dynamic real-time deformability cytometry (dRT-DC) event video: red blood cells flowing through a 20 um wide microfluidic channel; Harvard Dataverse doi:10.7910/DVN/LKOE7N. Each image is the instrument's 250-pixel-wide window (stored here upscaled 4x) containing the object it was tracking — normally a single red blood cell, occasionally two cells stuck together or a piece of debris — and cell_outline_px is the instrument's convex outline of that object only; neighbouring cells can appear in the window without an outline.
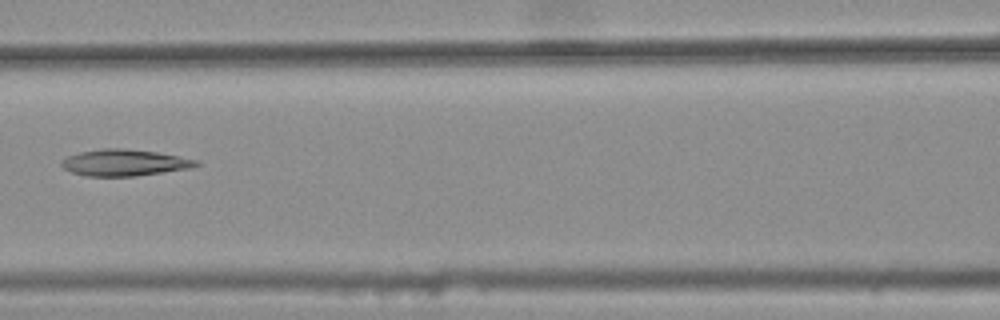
{"species": "common noctule bat (a hibernating species)", "species_latin": "Nyctalus noctula", "temperature_condition": "warm", "stored_images_in_passage": 6, "camera_frame_rate_fps": 3000, "um_per_image_px": 0.085, "animal": {"sex": "female", "body_mass_g": 25.1}, "frame": {"image": 1, "passage_image": 6, "time_ms": 1.667, "image_size_px": [1000, 320], "cell_outline_px": [[200, 164], [192, 168], [136, 176], [88, 176], [72, 172], [64, 168], [60, 164], [60, 160], [68, 156], [80, 152], [100, 148], [124, 148], [156, 152], [196, 160]], "centroid_in_image_um": [10.54, 13.82], "position_along_channel_um": 156.1, "area_um2": 20.69}}